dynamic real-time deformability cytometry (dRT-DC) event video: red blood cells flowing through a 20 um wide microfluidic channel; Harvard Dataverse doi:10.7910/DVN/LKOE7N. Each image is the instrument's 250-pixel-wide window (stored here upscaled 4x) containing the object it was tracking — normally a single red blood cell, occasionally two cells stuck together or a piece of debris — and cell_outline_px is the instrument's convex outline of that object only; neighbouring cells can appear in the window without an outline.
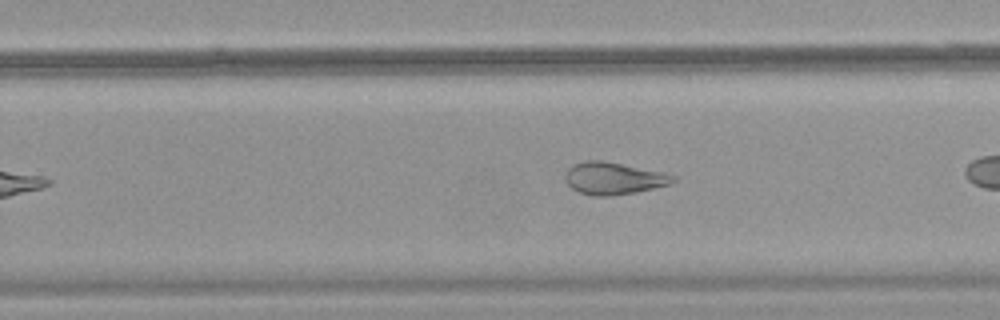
{"species": "common noctule bat (a hibernating species)", "species_latin": "Nyctalus noctula", "temperature_condition": "warm", "stored_images_in_passage": 29, "camera_frame_rate_fps": 3000, "um_per_image_px": 0.085, "animal": {"sex": "female", "body_mass_g": 18.4}, "frame": {"image": 1, "passage_image": 21, "time_ms": 6.667, "image_size_px": [1000, 320], "cell_outline_px": [[676, 180], [672, 184], [636, 192], [608, 196], [592, 196], [580, 192], [572, 188], [564, 180], [564, 176], [568, 168], [572, 164], [588, 160], [600, 160], [664, 172], [676, 176]], "centroid_in_image_um": [52.15, 15.16], "position_along_channel_um": 277.6, "area_um2": 20.29}}